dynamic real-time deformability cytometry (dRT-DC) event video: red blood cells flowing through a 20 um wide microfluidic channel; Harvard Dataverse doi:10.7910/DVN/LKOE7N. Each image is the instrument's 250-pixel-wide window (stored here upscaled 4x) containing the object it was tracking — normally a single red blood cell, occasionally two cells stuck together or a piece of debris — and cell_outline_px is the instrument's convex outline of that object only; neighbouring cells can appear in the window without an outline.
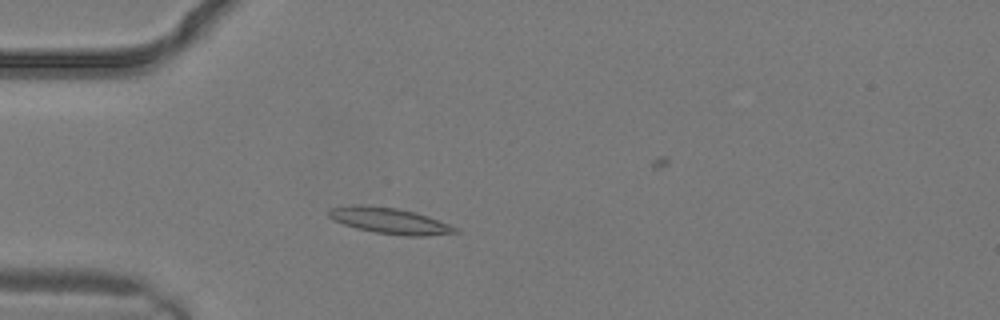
{"species": "common noctule bat (a hibernating species)", "species_latin": "Nyctalus noctula", "temperature_condition": "warm", "stored_images_in_passage": 2, "camera_frame_rate_fps": 3000, "um_per_image_px": 0.085, "animal": {"sex": "male", "body_mass_g": 19.2, "forearm_length_mm": 51.8}, "frame": {"image": 1, "passage_image": 2, "time_ms": 0.333, "image_size_px": [1000, 320], "cell_outline_px": [[460, 232], [424, 236], [404, 236], [376, 232], [356, 228], [332, 220], [328, 216], [328, 212], [332, 208], [352, 204], [360, 204], [396, 208], [416, 212], [428, 216], [448, 224], [456, 228]], "centroid_in_image_um": [33.1, 18.76], "position_along_channel_um": 51.9, "area_um2": 19.07}}